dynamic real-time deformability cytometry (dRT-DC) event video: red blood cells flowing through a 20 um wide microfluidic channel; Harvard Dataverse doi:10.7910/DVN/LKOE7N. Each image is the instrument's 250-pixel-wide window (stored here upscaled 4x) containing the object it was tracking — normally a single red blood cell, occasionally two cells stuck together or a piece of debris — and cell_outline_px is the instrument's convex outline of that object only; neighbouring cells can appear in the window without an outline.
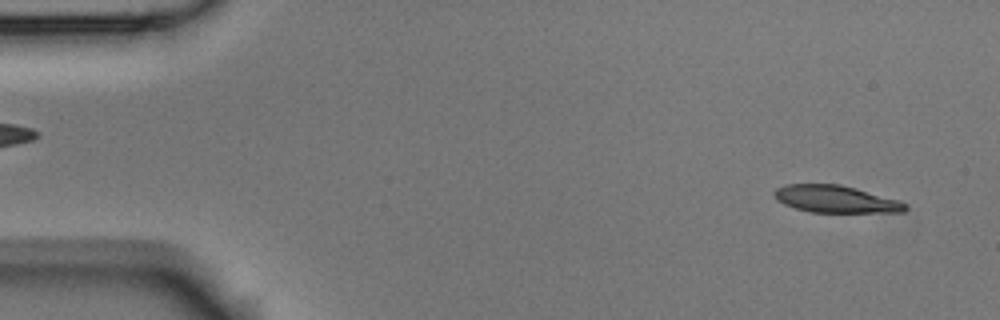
{"species": "Egyptian fruit bat (a non-hibernating species)", "species_latin": "Rousettus aegyptiacus", "temperature_condition": "room temperature", "stored_images_in_passage": 50, "camera_frame_rate_fps": 3000, "um_per_image_px": 0.085, "animal": {"sex": "male"}, "frame": {"image": 1, "passage_image": 1, "time_ms": 0.0, "image_size_px": [1000, 320], "cell_outline_px": [[908, 208], [904, 212], [812, 212], [796, 208], [784, 204], [776, 200], [772, 192], [776, 188], [788, 184], [840, 184], [856, 188], [896, 200], [908, 204]], "centroid_in_image_um": [71.0, 16.92], "position_along_channel_um": 14.0, "area_um2": 20.63}}
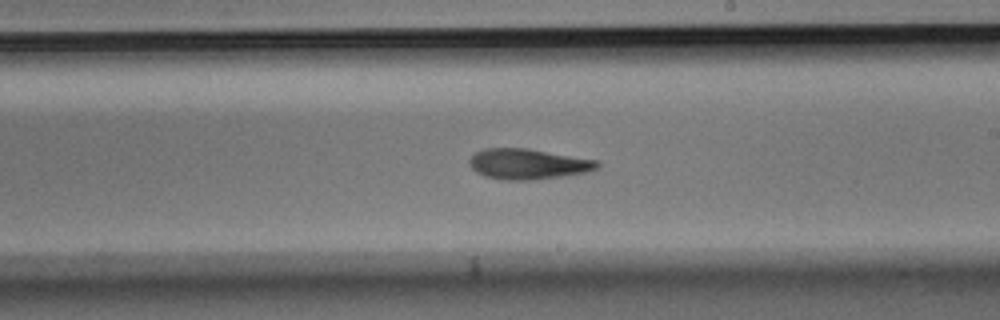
{"frame": {"image": 2, "passage_image": 28, "time_ms": 9.0, "image_size_px": [1000, 320], "cell_outline_px": [[600, 164], [596, 168], [584, 172], [564, 176], [532, 180], [504, 180], [484, 176], [476, 172], [472, 168], [468, 160], [476, 152], [484, 148], [528, 148], [600, 160]], "centroid_in_image_um": [44.88, 13.93], "position_along_channel_um": 244.1, "area_um2": 22.83}}
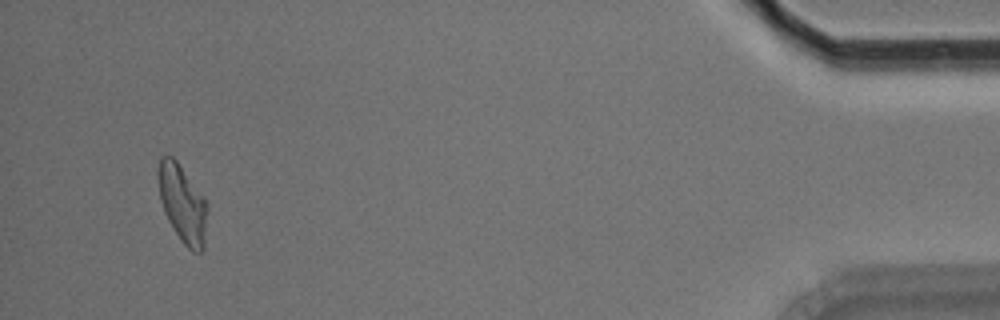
{"frame": {"image": 3, "passage_image": 48, "time_ms": 15.667, "image_size_px": [1000, 320], "cell_outline_px": [[208, 212], [204, 248], [200, 252], [192, 252], [184, 244], [168, 220], [164, 212], [160, 200], [156, 172], [160, 156], [172, 156], [176, 160], [204, 196], [208, 204]], "centroid_in_image_um": [15.52, 17.29], "position_along_channel_um": 419.7, "area_um2": 22.54}, "authors_computed_cell_mechanics": {"area_um2": 22.3108, "velocity_mm_per_s": 3.7597, "shape_relaxation_time_tau1_ms": 8.2075, "shape_relaxation_time_tau2_ms": 7.9237, "deformation_change_tau1": 0.205, "deformation_change_tau2": 0.191}}